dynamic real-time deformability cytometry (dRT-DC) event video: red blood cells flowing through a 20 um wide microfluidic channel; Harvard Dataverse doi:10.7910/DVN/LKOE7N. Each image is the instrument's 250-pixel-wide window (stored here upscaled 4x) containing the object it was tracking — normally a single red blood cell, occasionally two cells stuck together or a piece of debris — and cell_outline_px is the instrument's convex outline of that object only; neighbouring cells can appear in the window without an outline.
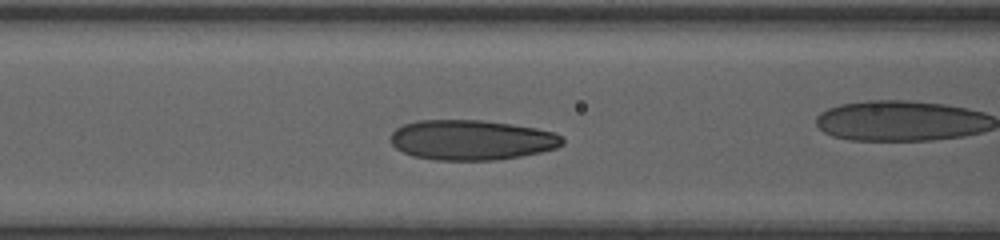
{"species": "human", "species_latin": "Homo sapiens", "temperature_condition": "room temperature", "stored_images_in_passage": 36, "camera_frame_rate_fps": 3000, "um_per_image_px": 0.085, "donor": {"sex": "female"}, "frame": {"image": 1, "passage_image": 16, "time_ms": 5.0, "image_size_px": [1000, 240], "cell_outline_px": [[564, 144], [556, 148], [540, 152], [520, 156], [492, 160], [436, 160], [412, 156], [396, 148], [392, 144], [392, 132], [396, 128], [404, 124], [416, 120], [484, 120], [512, 124], [536, 128], [552, 132], [560, 136], [564, 140]], "centroid_in_image_um": [40.07, 11.89], "position_along_channel_um": 126.5, "area_um2": 40.06}}
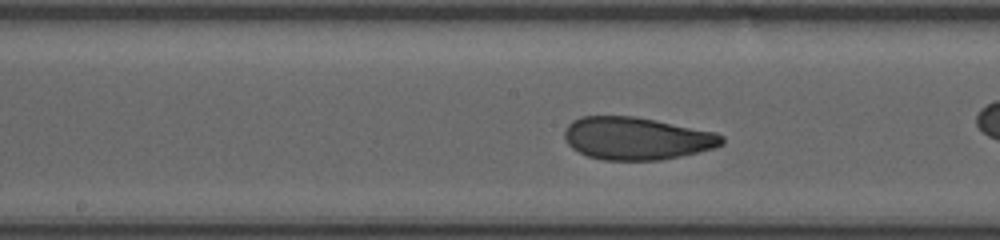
{"frame": {"image": 2, "passage_image": 21, "time_ms": 6.667, "image_size_px": [1000, 240], "cell_outline_px": [[724, 144], [712, 148], [680, 156], [660, 160], [604, 160], [588, 156], [572, 148], [568, 144], [564, 136], [564, 128], [572, 120], [580, 116], [636, 116], [716, 132], [724, 136]], "centroid_in_image_um": [54.09, 11.75], "position_along_channel_um": 194.1, "area_um2": 39.13}}